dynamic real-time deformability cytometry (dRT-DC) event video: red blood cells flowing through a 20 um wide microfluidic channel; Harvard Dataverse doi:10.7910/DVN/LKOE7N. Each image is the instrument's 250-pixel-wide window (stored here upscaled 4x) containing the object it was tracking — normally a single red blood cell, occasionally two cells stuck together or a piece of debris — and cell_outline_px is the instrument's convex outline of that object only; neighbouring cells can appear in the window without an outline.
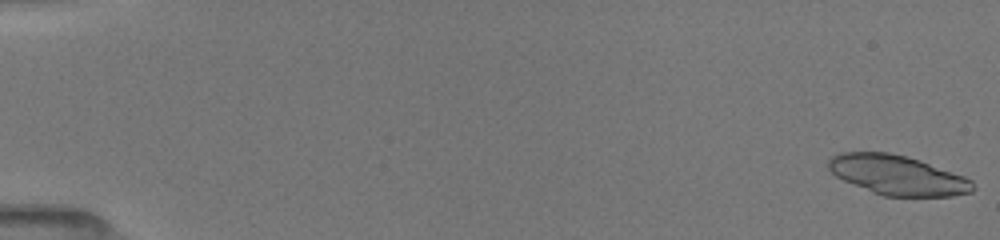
{"species": "common noctule bat (a hibernating species)", "species_latin": "Nyctalus noctula", "temperature_condition": "room temperature", "stored_images_in_passage": 13, "camera_frame_rate_fps": 3000, "um_per_image_px": 0.085, "animal": {"sex": "female", "body_mass_g": 19.5, "forearm_length_mm": 54.1}, "frame": {"image": 1, "passage_image": 1, "time_ms": 0.0, "image_size_px": [1000, 240], "cell_outline_px": [[976, 188], [972, 192], [952, 196], [884, 196], [872, 192], [844, 180], [836, 176], [828, 168], [828, 160], [832, 156], [840, 152], [888, 152], [908, 156], [920, 160], [964, 176], [972, 180]], "centroid_in_image_um": [76.3, 14.88], "position_along_channel_um": 8.7, "area_um2": 33.35}}